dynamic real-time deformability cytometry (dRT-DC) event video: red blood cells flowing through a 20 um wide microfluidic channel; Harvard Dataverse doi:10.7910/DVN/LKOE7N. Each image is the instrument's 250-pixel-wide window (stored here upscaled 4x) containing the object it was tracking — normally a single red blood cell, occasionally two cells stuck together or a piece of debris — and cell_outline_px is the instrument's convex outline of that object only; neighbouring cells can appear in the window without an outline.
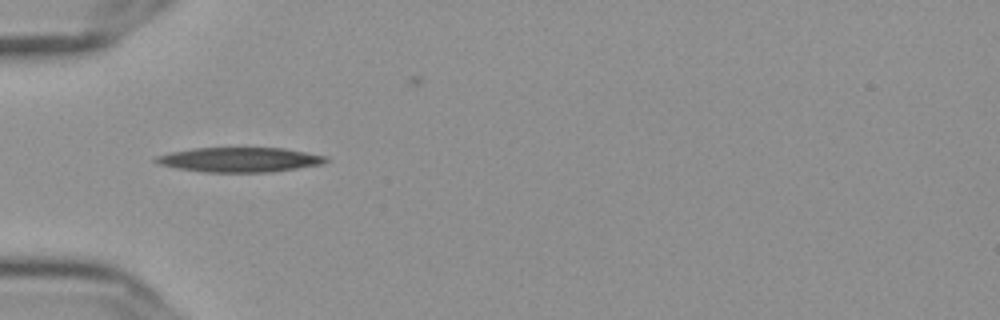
{"species": "Egyptian fruit bat (a non-hibernating species)", "species_latin": "Rousettus aegyptiacus", "temperature_condition": "cold", "stored_images_in_passage": 31, "camera_frame_rate_fps": 3000, "um_per_image_px": 0.085, "frame": {"image": 1, "passage_image": 1, "time_ms": 0.0, "image_size_px": [1000, 320], "cell_outline_px": [[328, 160], [324, 164], [272, 172], [204, 172], [176, 168], [160, 164], [152, 160], [156, 156], [172, 152], [196, 148], [284, 148], [328, 156]], "centroid_in_image_um": [20.41, 13.58], "position_along_channel_um": 64.6, "area_um2": 24.45}}
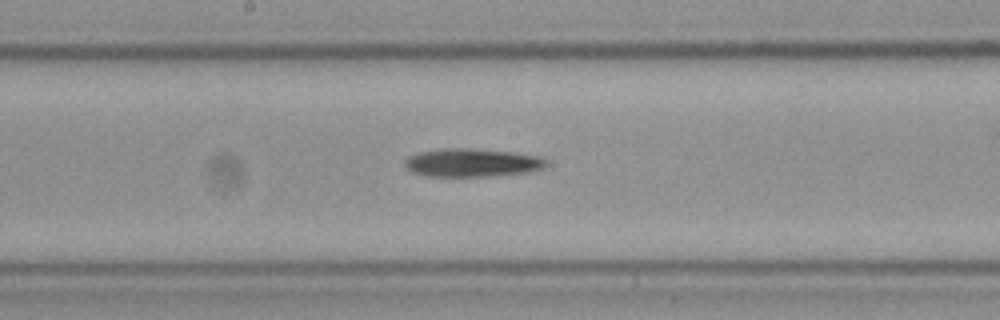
{"frame": {"image": 2, "passage_image": 13, "time_ms": 4.0, "image_size_px": [1000, 320], "cell_outline_px": [[548, 164], [544, 168], [532, 172], [484, 176], [428, 176], [412, 172], [404, 164], [404, 160], [408, 156], [420, 152], [440, 148], [464, 148], [512, 152], [536, 156], [544, 160]], "centroid_in_image_um": [40.1, 13.83], "position_along_channel_um": 208.1, "area_um2": 23.12}}
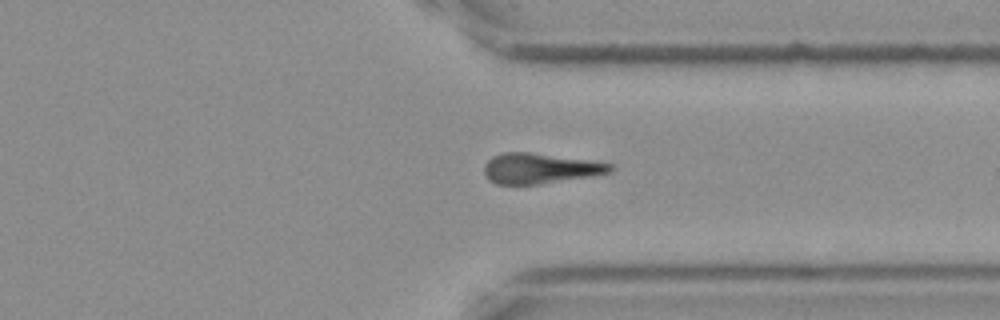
{"frame": {"image": 3, "passage_image": 26, "time_ms": 8.333, "image_size_px": [1000, 320], "cell_outline_px": [[612, 172], [540, 184], [496, 184], [488, 180], [484, 176], [484, 164], [492, 156], [504, 152], [528, 152], [612, 164]], "centroid_in_image_um": [45.8, 14.32], "position_along_channel_um": 365.6, "area_um2": 21.91}}